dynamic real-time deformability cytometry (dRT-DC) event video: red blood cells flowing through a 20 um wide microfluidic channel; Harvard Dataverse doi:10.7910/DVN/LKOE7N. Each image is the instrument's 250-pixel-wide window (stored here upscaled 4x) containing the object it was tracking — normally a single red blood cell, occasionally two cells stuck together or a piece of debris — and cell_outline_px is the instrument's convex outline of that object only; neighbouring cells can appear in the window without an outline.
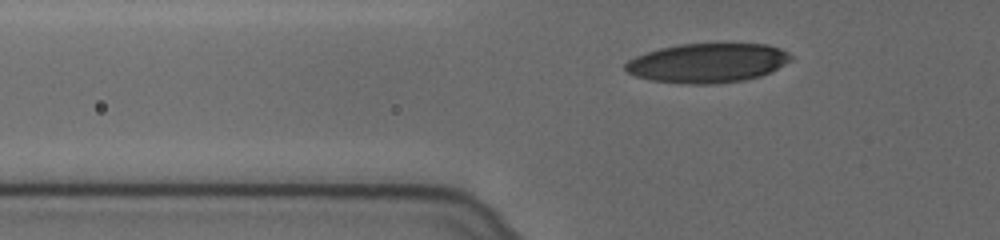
{"species": "human", "species_latin": "Homo sapiens", "temperature_condition": "cold", "stored_images_in_passage": 34, "camera_frame_rate_fps": 3000, "um_per_image_px": 0.085, "donor": {"sex": "female"}, "frame": {"image": 1, "passage_image": 5, "time_ms": 1.333, "image_size_px": [1000, 240], "cell_outline_px": [[792, 60], [772, 72], [760, 76], [744, 80], [716, 84], [680, 84], [648, 80], [636, 76], [628, 72], [624, 68], [624, 64], [628, 60], [636, 56], [660, 48], [680, 44], [768, 44], [780, 48], [792, 56]], "centroid_in_image_um": [60.14, 5.36], "position_along_channel_um": 65.7, "area_um2": 38.15}}
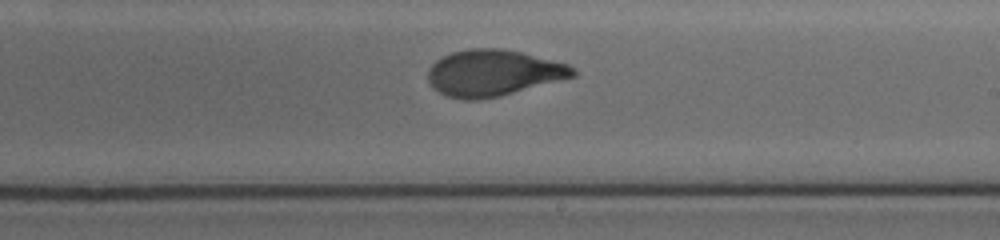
{"frame": {"image": 2, "passage_image": 21, "time_ms": 6.667, "image_size_px": [1000, 240], "cell_outline_px": [[576, 76], [500, 96], [480, 100], [464, 100], [448, 96], [432, 88], [428, 80], [428, 68], [436, 60], [452, 52], [468, 48], [500, 48], [520, 52], [568, 64], [576, 72]], "centroid_in_image_um": [41.89, 6.2], "position_along_channel_um": 247.1, "area_um2": 39.02}}
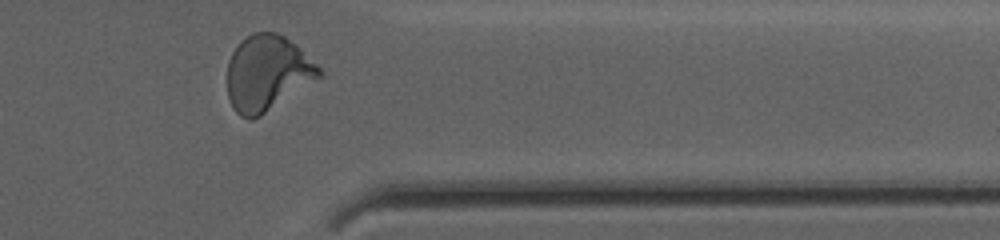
{"frame": {"image": 3, "passage_image": 33, "time_ms": 10.667, "image_size_px": [1000, 240], "cell_outline_px": [[324, 76], [260, 116], [252, 120], [248, 120], [240, 116], [236, 112], [228, 100], [228, 60], [236, 44], [240, 40], [252, 32], [276, 32], [284, 36], [296, 44], [320, 68]], "centroid_in_image_um": [22.71, 6.22], "position_along_channel_um": 388.7, "area_um2": 40.81}, "authors_computed_cell_mechanics": {"area_um2": 39.3329, "velocity_mm_per_s": 3.6247, "shape_relaxation_time_tau1_ms": 4.0282, "shape_relaxation_time_tau2_ms": 0.8497, "deformation_change_tau1": 0.1722, "deformation_change_tau2": 0.0665}}